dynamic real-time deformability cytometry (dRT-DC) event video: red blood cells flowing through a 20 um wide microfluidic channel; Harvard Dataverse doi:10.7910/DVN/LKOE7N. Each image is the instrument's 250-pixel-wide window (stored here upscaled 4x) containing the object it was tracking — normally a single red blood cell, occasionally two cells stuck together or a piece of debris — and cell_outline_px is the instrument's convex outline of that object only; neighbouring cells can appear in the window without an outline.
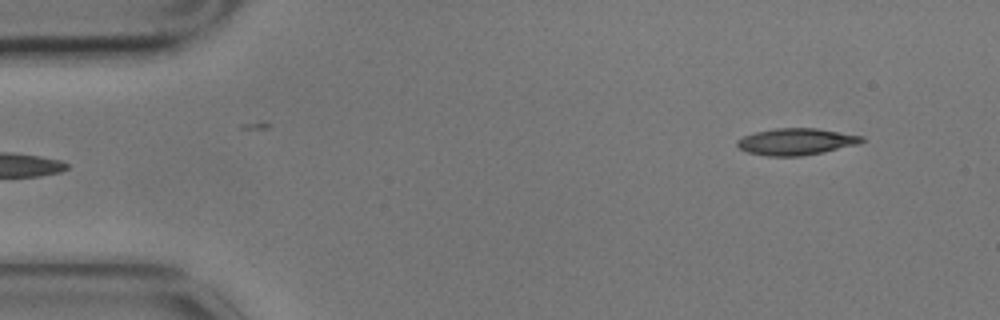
{"species": "common noctule bat (a hibernating species)", "species_latin": "Nyctalus noctula", "temperature_condition": "cold", "stored_images_in_passage": 3, "segment_of_instrument_passage": [2, 2], "camera_frame_rate_fps": 3000, "um_per_image_px": 0.085, "animal": {"sex": "male", "body_mass_g": 17.9}, "frame": {"image": 1, "passage_image": 3, "time_ms": 0.667, "image_size_px": [1000, 320], "cell_outline_px": [[864, 140], [860, 144], [824, 152], [800, 156], [768, 156], [748, 152], [740, 148], [736, 144], [736, 140], [744, 136], [756, 132], [776, 128], [816, 128], [864, 136]], "centroid_in_image_um": [67.7, 12.04], "position_along_channel_um": 17.3, "area_um2": 19.36}}